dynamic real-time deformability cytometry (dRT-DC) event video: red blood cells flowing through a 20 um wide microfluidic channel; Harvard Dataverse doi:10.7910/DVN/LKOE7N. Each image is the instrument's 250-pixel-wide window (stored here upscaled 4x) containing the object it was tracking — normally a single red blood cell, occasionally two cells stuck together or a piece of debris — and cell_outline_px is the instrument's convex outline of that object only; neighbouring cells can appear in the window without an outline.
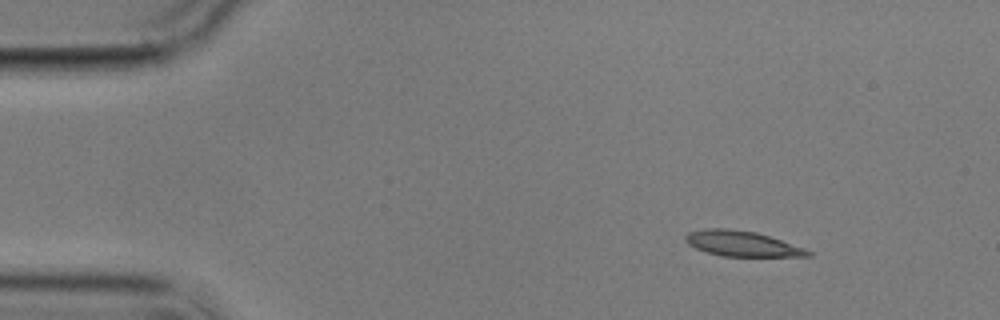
{"species": "common noctule bat (a hibernating species)", "species_latin": "Nyctalus noctula", "temperature_condition": "cold", "stored_images_in_passage": 4, "camera_frame_rate_fps": 3000, "um_per_image_px": 0.085, "animal": {"sex": "male", "body_mass_g": 17.9}, "frame": {"image": 1, "passage_image": 1, "time_ms": 0.0, "image_size_px": [1000, 320], "cell_outline_px": [[812, 256], [720, 256], [696, 248], [688, 244], [684, 240], [684, 236], [688, 232], [704, 228], [728, 228], [756, 232], [804, 248], [812, 252]], "centroid_in_image_um": [63.01, 20.7], "position_along_channel_um": 22.0, "area_um2": 17.98}}